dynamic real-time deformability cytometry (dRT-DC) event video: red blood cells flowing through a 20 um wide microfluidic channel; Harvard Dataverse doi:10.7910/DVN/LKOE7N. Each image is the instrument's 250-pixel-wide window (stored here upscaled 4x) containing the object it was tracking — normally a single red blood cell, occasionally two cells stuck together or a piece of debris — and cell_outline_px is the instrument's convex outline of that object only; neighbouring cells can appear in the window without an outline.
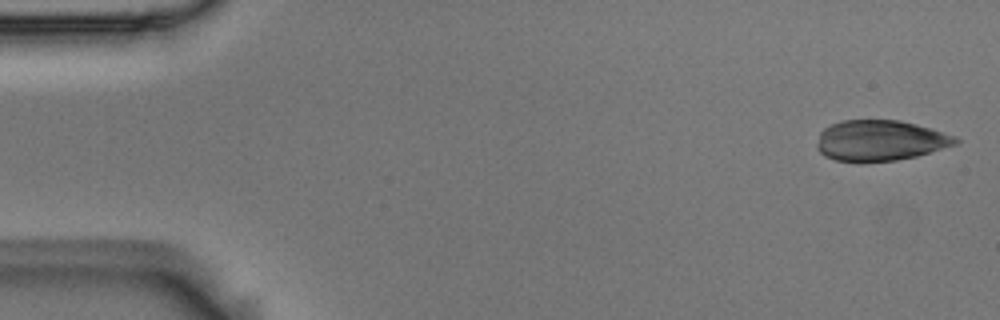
{"species": "Egyptian fruit bat (a non-hibernating species)", "species_latin": "Rousettus aegyptiacus", "temperature_condition": "room temperature", "stored_images_in_passage": 10, "camera_frame_rate_fps": 3000, "um_per_image_px": 0.085, "animal": {"sex": "male"}, "frame": {"image": 1, "passage_image": 1, "time_ms": 0.0, "image_size_px": [1000, 320], "cell_outline_px": [[960, 140], [956, 144], [916, 156], [896, 160], [860, 164], [836, 160], [824, 156], [816, 148], [816, 144], [820, 132], [824, 128], [840, 120], [900, 120], [932, 128], [956, 136]], "centroid_in_image_um": [74.78, 11.96], "position_along_channel_um": 10.2, "area_um2": 33.35}}
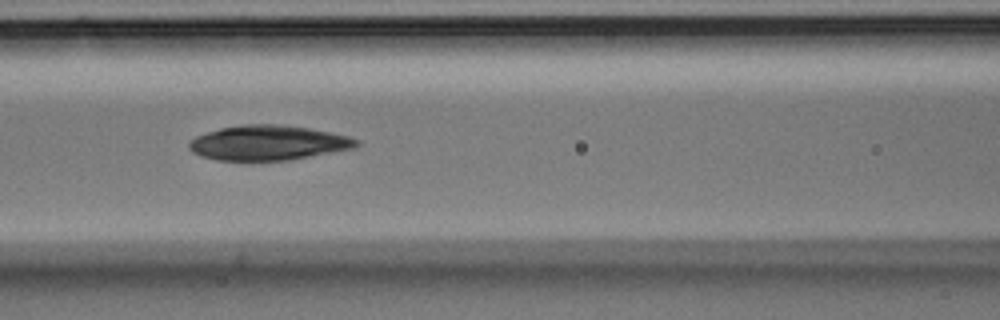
{"frame": {"image": 2, "passage_image": 7, "time_ms": 2.0, "image_size_px": [1000, 320], "cell_outline_px": [[360, 144], [356, 148], [288, 160], [216, 160], [200, 156], [192, 152], [188, 148], [188, 144], [196, 136], [220, 128], [244, 124], [280, 124], [308, 128], [348, 136], [360, 140]], "centroid_in_image_um": [22.8, 12.14], "position_along_channel_um": 143.8, "area_um2": 33.93}}
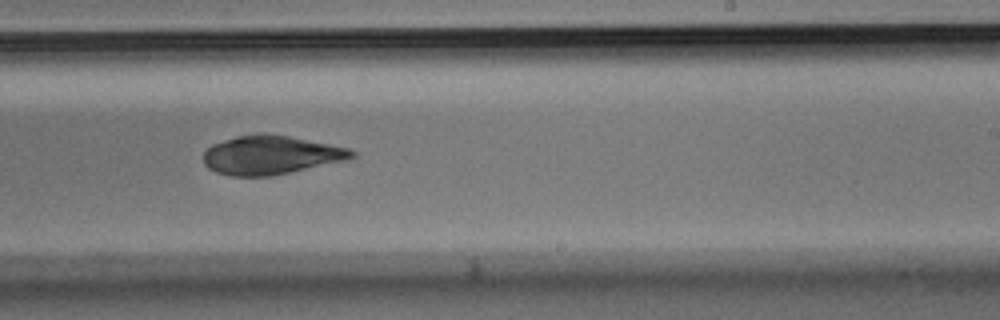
{"frame": {"image": 3, "passage_image": 10, "time_ms": 3.0, "image_size_px": [1000, 320], "cell_outline_px": [[356, 156], [344, 160], [288, 172], [268, 176], [232, 176], [216, 172], [208, 168], [204, 164], [204, 152], [212, 144], [236, 136], [256, 132], [264, 132], [288, 136], [348, 148], [356, 152]], "centroid_in_image_um": [22.96, 13.16], "position_along_channel_um": 266.0, "area_um2": 33.23}}